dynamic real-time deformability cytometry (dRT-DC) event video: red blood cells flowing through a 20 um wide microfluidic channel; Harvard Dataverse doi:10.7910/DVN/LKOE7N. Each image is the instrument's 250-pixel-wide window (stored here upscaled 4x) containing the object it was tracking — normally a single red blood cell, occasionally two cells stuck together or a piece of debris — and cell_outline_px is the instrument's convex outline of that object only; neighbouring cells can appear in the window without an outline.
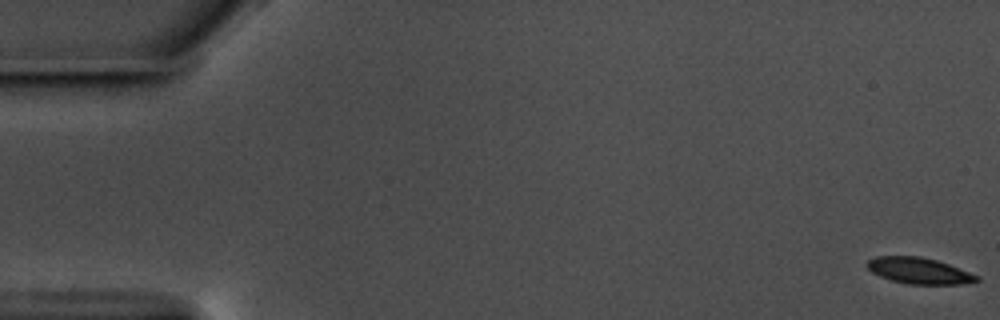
{"species": "common noctule bat (a hibernating species)", "species_latin": "Nyctalus noctula", "temperature_condition": "warm", "stored_images_in_passage": 11, "camera_frame_rate_fps": 3000, "um_per_image_px": 0.085, "animal": {"sex": "male", "body_mass_g": 17.5, "forearm_length_mm": 52.3}, "frame": {"image": 1, "passage_image": 1, "time_ms": 0.0, "image_size_px": [1000, 320], "cell_outline_px": [[980, 280], [964, 284], [908, 284], [892, 280], [880, 276], [872, 272], [864, 264], [868, 260], [876, 256], [920, 256], [936, 260], [948, 264], [980, 276]], "centroid_in_image_um": [78.11, 23.01], "position_along_channel_um": 6.9, "area_um2": 16.7}}